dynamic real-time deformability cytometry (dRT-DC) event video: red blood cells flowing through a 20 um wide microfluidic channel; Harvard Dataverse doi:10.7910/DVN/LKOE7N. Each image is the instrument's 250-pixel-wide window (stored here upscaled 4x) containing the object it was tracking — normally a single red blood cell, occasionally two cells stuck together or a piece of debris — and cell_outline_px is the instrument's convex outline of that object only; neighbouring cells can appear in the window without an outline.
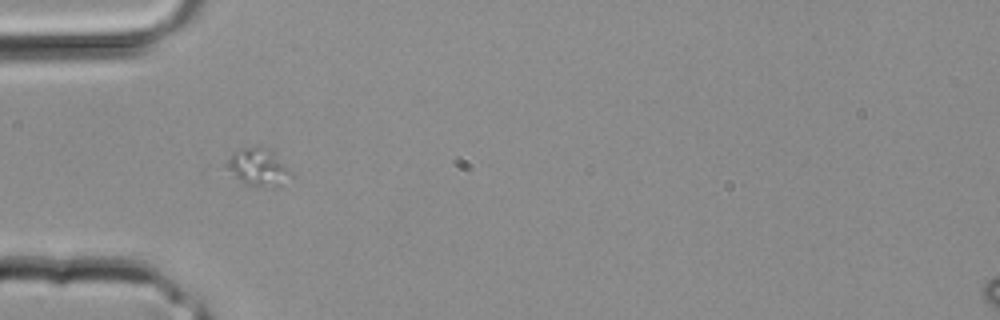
{"species": "common noctule bat (a hibernating species)", "species_latin": "Nyctalus noctula", "temperature_condition": "room temperature", "stored_images_in_passage": 2, "camera_frame_rate_fps": 3000, "um_per_image_px": 0.085, "animal": {"sex": "male", "body_mass_g": 20.4}, "frame": {"image": 1, "passage_image": 2, "time_ms": 0.333, "image_size_px": [1000, 320], "cell_outline_px": [[292, 176], [260, 184], [244, 184], [228, 168], [228, 160], [232, 152], [240, 148], [256, 144], [260, 144], [268, 148], [292, 172]], "centroid_in_image_um": [21.85, 14.05], "position_along_channel_um": 63.1, "area_um2": 12.83}}